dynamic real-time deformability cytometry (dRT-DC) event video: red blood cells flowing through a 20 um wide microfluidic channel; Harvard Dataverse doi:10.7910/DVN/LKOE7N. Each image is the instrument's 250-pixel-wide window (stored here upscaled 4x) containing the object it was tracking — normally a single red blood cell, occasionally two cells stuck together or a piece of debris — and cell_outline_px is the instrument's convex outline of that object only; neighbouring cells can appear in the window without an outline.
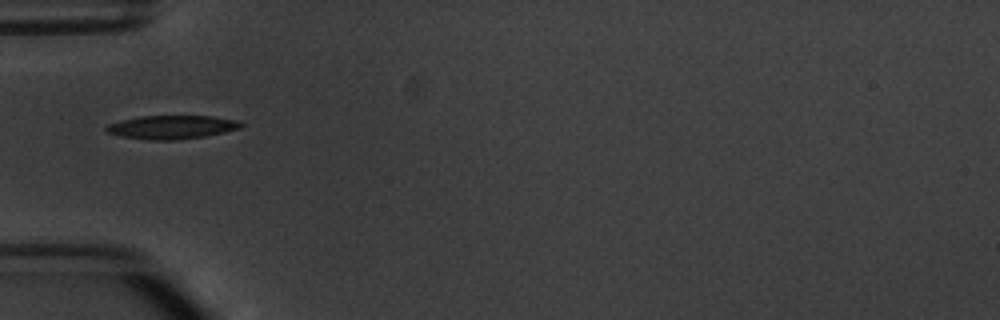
{"species": "common noctule bat (a hibernating species)", "species_latin": "Nyctalus noctula", "temperature_condition": "warm", "stored_images_in_passage": 1, "camera_frame_rate_fps": 3000, "um_per_image_px": 0.085, "animal": {"sex": "male", "body_mass_g": 20.1, "forearm_length_mm": 53.5}, "frame": {"image": 1, "passage_image": 1, "time_ms": 0.0, "image_size_px": [1000, 320], "cell_outline_px": [[244, 124], [240, 128], [224, 132], [204, 136], [172, 140], [148, 140], [120, 136], [104, 132], [104, 128], [108, 124], [120, 120], [140, 116], [212, 116], [236, 120]], "centroid_in_image_um": [14.54, 10.8], "position_along_channel_um": 70.5, "area_um2": 18.5}}